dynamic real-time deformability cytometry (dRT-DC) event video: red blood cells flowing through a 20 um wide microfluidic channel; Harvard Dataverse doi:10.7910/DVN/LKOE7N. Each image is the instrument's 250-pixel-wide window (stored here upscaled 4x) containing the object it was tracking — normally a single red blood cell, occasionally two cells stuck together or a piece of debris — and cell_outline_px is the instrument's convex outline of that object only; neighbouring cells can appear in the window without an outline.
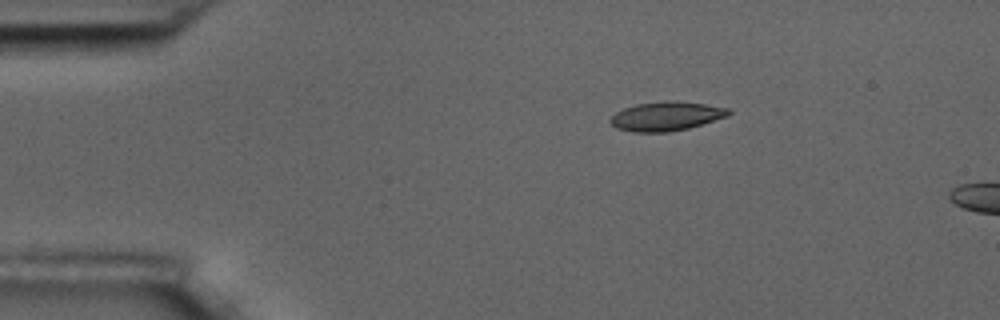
{"species": "common noctule bat (a hibernating species)", "species_latin": "Nyctalus noctula", "temperature_condition": "room temperature", "stored_images_in_passage": 3, "camera_frame_rate_fps": 3000, "um_per_image_px": 0.085, "animal": {"sex": "male", "body_mass_g": 17.5, "forearm_length_mm": 52.3}, "frame": {"image": 1, "passage_image": 1, "time_ms": 0.0, "image_size_px": [1000, 320], "cell_outline_px": [[732, 112], [728, 116], [688, 128], [668, 132], [632, 132], [616, 128], [608, 120], [616, 112], [624, 108], [636, 104], [664, 100], [672, 100], [704, 104], [728, 108]], "centroid_in_image_um": [56.61, 9.87], "position_along_channel_um": 28.4, "area_um2": 20.06}}